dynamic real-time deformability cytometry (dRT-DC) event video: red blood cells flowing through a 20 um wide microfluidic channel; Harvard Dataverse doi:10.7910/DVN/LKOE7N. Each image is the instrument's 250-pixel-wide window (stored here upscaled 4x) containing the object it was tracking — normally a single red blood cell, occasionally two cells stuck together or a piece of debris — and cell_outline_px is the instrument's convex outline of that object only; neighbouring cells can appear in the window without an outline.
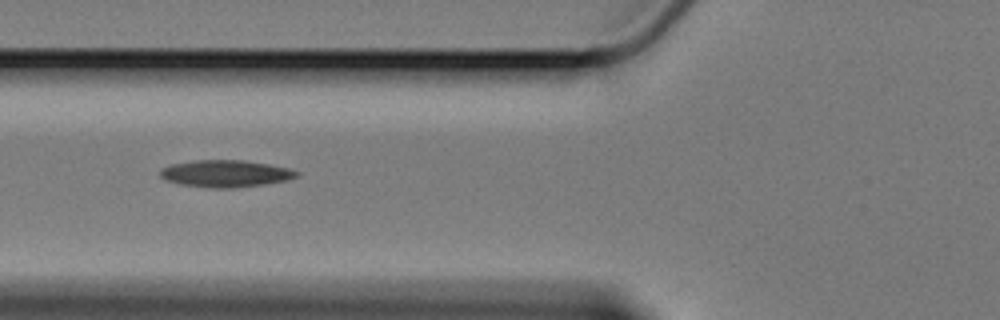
{"species": "Egyptian fruit bat (a non-hibernating species)", "species_latin": "Rousettus aegyptiacus", "temperature_condition": "cold", "stored_images_in_passage": 19, "camera_frame_rate_fps": 3000, "um_per_image_px": 0.085, "animal": {"sex": "female"}, "frame": {"image": 1, "passage_image": 6, "time_ms": 1.667, "image_size_px": [1000, 320], "cell_outline_px": [[300, 176], [288, 180], [264, 184], [232, 188], [212, 188], [180, 184], [168, 180], [160, 176], [160, 168], [172, 164], [196, 160], [244, 160], [268, 164], [288, 168], [300, 172]], "centroid_in_image_um": [19.2, 14.75], "position_along_channel_um": 106.6, "area_um2": 21.44}}
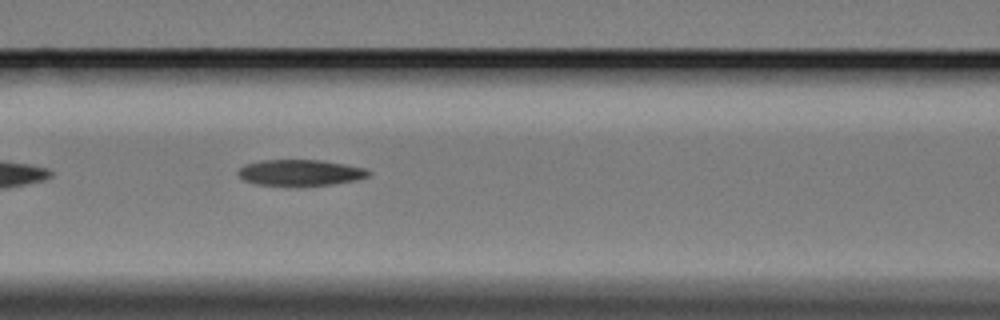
{"frame": {"image": 2, "passage_image": 9, "time_ms": 2.667, "image_size_px": [1000, 320], "cell_outline_px": [[372, 172], [368, 176], [356, 180], [332, 184], [300, 188], [288, 188], [256, 184], [244, 180], [236, 172], [244, 164], [260, 160], [320, 160], [344, 164], [364, 168]], "centroid_in_image_um": [25.48, 14.71], "position_along_channel_um": 141.1, "area_um2": 20.58}}
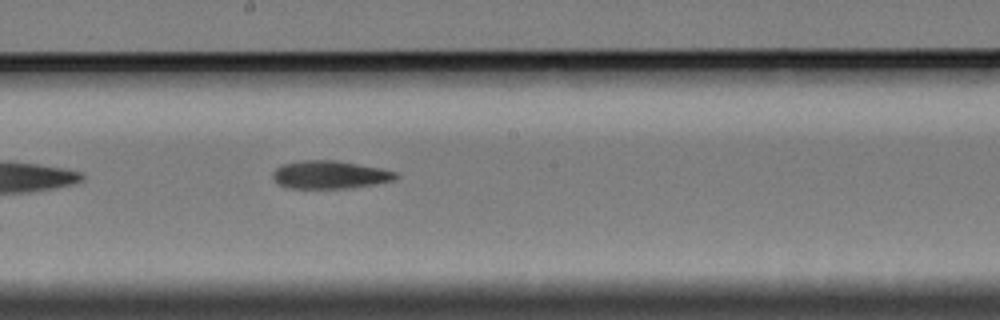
{"frame": {"image": 3, "passage_image": 16, "time_ms": 5.0, "image_size_px": [1000, 320], "cell_outline_px": [[400, 176], [396, 180], [376, 184], [352, 188], [288, 188], [272, 180], [272, 172], [276, 168], [284, 164], [300, 160], [336, 160], [380, 168], [396, 172]], "centroid_in_image_um": [28.05, 14.85], "position_along_channel_um": 220.1, "area_um2": 20.23}}